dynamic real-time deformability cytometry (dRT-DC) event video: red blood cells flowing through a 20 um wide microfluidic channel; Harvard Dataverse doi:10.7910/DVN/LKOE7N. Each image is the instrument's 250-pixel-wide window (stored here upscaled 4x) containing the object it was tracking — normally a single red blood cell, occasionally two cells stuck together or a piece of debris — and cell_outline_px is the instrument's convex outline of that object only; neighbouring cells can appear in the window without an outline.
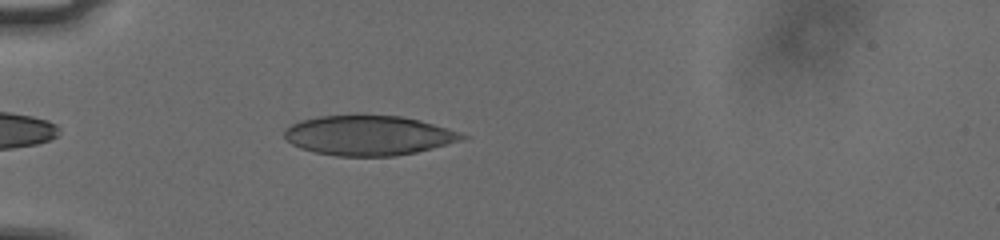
{"species": "human", "species_latin": "Homo sapiens", "temperature_condition": "cold", "stored_images_in_passage": 40, "camera_frame_rate_fps": 3000, "um_per_image_px": 0.085, "donor": {"sex": "male"}, "frame": {"image": 1, "passage_image": 5, "time_ms": 1.333, "image_size_px": [1000, 240], "cell_outline_px": [[472, 136], [460, 140], [416, 152], [396, 156], [336, 156], [316, 152], [300, 148], [292, 144], [284, 136], [284, 128], [300, 120], [320, 116], [400, 116], [420, 120]], "centroid_in_image_um": [31.3, 11.52], "position_along_channel_um": 53.7, "area_um2": 40.81}}
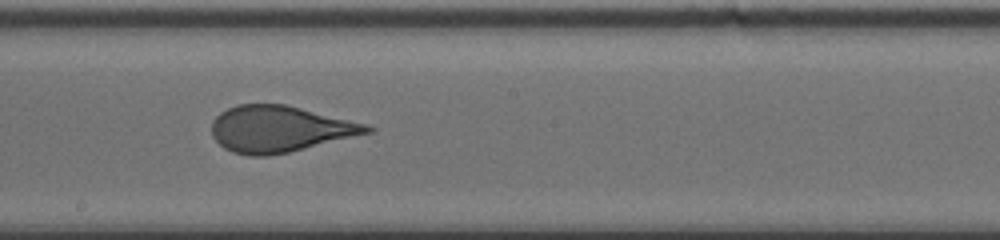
{"frame": {"image": 2, "passage_image": 20, "time_ms": 6.333, "image_size_px": [1000, 240], "cell_outline_px": [[376, 128], [372, 132], [288, 152], [268, 156], [252, 156], [232, 152], [224, 148], [212, 136], [212, 120], [220, 112], [236, 104], [284, 104], [368, 124]], "centroid_in_image_um": [23.75, 10.96], "position_along_channel_um": 224.4, "area_um2": 41.73}}
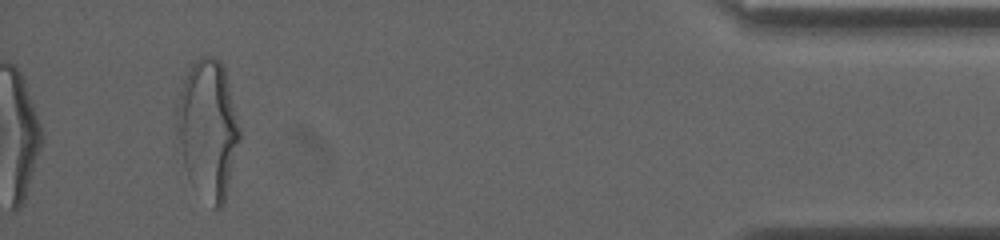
{"frame": {"image": 3, "passage_image": 40, "time_ms": 13.0, "image_size_px": [1000, 240], "cell_outline_px": [[240, 136], [224, 204], [220, 208], [212, 208], [188, 176], [184, 164], [176, 136], [176, 104], [184, 80], [192, 60], [200, 56], [216, 56], [220, 60], [224, 68], [240, 128]], "centroid_in_image_um": [17.65, 10.92], "position_along_channel_um": 417.5, "area_um2": 50.46}, "authors_computed_cell_mechanics": {"area_um2": 42.0206, "velocity_mm_per_s": 3.758, "shape_relaxation_time_tau1_ms": 6.8836, "shape_relaxation_time_tau2_ms": null, "deformation_change_tau1": 0.1916, "deformation_change_tau2": null}}